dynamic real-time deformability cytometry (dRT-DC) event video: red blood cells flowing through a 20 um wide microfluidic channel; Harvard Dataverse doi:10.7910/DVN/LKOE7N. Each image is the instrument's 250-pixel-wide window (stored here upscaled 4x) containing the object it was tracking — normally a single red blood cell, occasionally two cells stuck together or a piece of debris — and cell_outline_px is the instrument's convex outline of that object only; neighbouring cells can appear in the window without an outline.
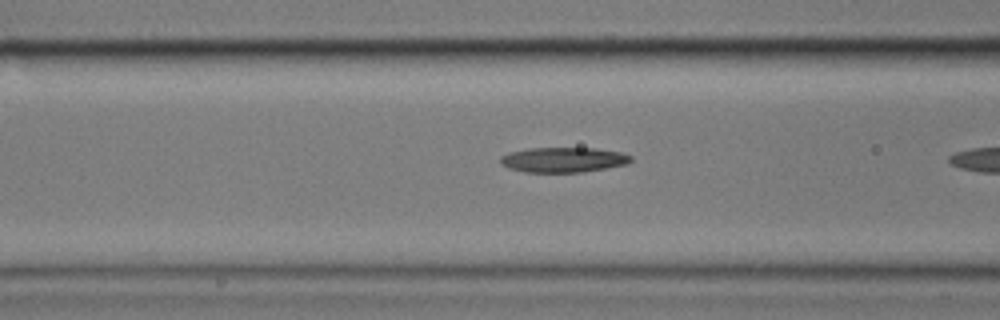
{"species": "common noctule bat (a hibernating species)", "species_latin": "Nyctalus noctula", "temperature_condition": "cold", "stored_images_in_passage": 9, "camera_frame_rate_fps": 3000, "um_per_image_px": 0.085, "animal": {"sex": "male", "body_mass_g": 17.9}, "frame": {"image": 1, "passage_image": 8, "time_ms": 2.333, "image_size_px": [1000, 320], "cell_outline_px": [[632, 160], [628, 164], [584, 172], [524, 172], [508, 168], [500, 164], [500, 156], [508, 152], [528, 148], [596, 148], [620, 152], [632, 156]], "centroid_in_image_um": [47.86, 13.58], "position_along_channel_um": 118.7, "area_um2": 19.25}}